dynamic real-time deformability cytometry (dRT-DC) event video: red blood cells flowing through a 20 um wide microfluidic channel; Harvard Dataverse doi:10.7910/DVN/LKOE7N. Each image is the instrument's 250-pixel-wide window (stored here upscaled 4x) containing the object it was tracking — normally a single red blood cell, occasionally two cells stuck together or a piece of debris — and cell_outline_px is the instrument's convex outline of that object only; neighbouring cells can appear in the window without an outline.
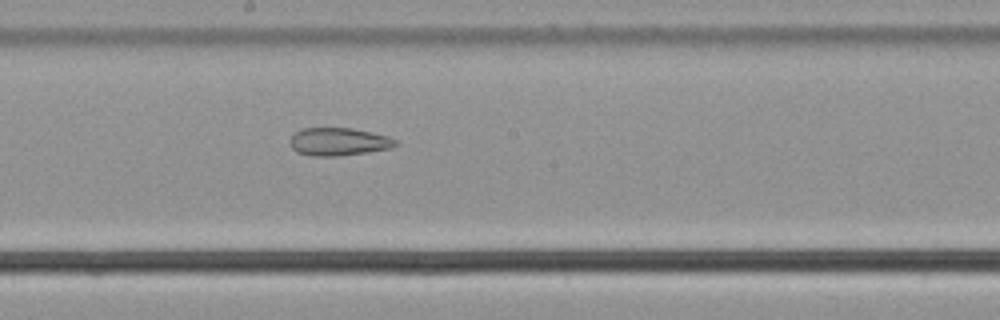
{"species": "common noctule bat (a hibernating species)", "species_latin": "Nyctalus noctula", "temperature_condition": "cold", "stored_images_in_passage": 45, "camera_frame_rate_fps": 3000, "um_per_image_px": 0.085, "animal": {"sex": "male", "body_mass_g": 21.5, "forearm_length_mm": 52.0}, "frame": {"image": 1, "passage_image": 20, "time_ms": 6.333, "image_size_px": [1000, 320], "cell_outline_px": [[400, 144], [392, 148], [336, 156], [308, 156], [296, 152], [292, 148], [288, 140], [296, 132], [304, 128], [352, 128], [372, 132], [388, 136], [396, 140]], "centroid_in_image_um": [28.77, 12.04], "position_along_channel_um": 219.4, "area_um2": 17.22}}
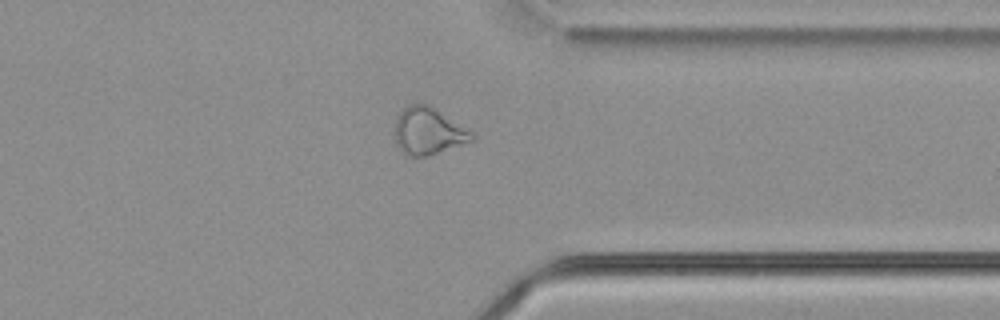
{"frame": {"image": 2, "passage_image": 33, "time_ms": 10.667, "image_size_px": [1000, 320], "cell_outline_px": [[476, 140], [424, 156], [408, 156], [396, 144], [396, 116], [408, 104], [428, 104], [472, 132], [476, 136]], "centroid_in_image_um": [36.41, 11.14], "position_along_channel_um": 375.0, "area_um2": 20.69}}
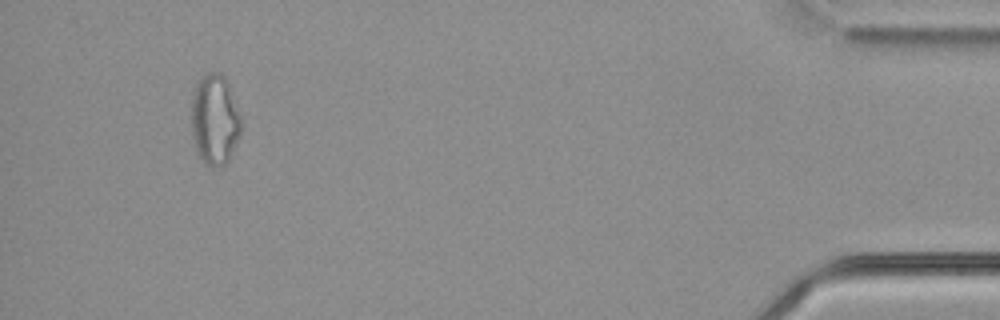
{"frame": {"image": 3, "passage_image": 42, "time_ms": 13.667, "image_size_px": [1000, 320], "cell_outline_px": [[240, 136], [228, 160], [224, 164], [212, 168], [204, 164], [196, 152], [192, 132], [192, 96], [196, 84], [200, 76], [208, 72], [220, 72], [228, 80], [240, 116]], "centroid_in_image_um": [18.24, 10.15], "position_along_channel_um": 417.0, "area_um2": 26.41}, "authors_computed_cell_mechanics": {"area_um2": 20.808, "velocity_mm_per_s": 3.6625, "shape_relaxation_time_tau1_ms": null, "shape_relaxation_time_tau2_ms": 4.7999, "deformation_change_tau1": null, "deformation_change_tau2": 0.1393}}